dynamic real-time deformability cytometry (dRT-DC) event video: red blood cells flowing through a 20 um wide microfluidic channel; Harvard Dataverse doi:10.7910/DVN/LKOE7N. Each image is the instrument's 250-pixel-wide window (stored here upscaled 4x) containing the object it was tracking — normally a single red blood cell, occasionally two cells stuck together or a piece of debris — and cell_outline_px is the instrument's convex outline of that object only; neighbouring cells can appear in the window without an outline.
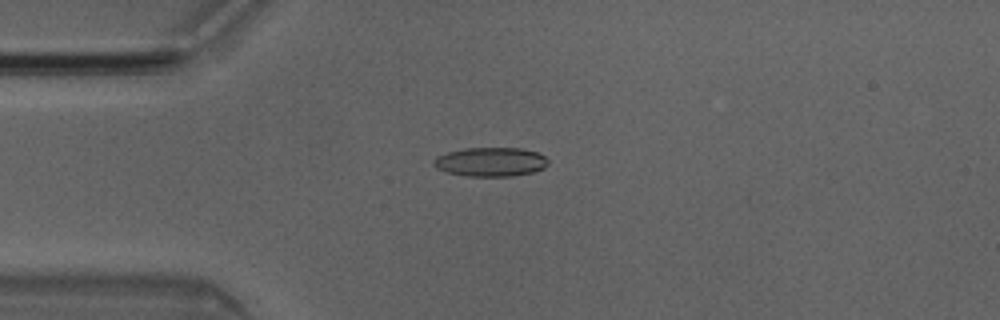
{"species": "Egyptian fruit bat (a non-hibernating species)", "species_latin": "Rousettus aegyptiacus", "temperature_condition": "room temperature", "stored_images_in_passage": 6, "camera_frame_rate_fps": 3000, "um_per_image_px": 0.085, "animal": {"sex": "male"}, "frame": {"image": 1, "passage_image": 3, "time_ms": 0.667, "image_size_px": [1000, 320], "cell_outline_px": [[548, 164], [544, 168], [532, 172], [512, 176], [468, 176], [448, 172], [436, 168], [432, 164], [432, 160], [436, 156], [448, 152], [464, 148], [520, 148], [536, 152], [544, 156], [548, 160]], "centroid_in_image_um": [41.68, 13.76], "position_along_channel_um": 43.3, "area_um2": 19.36}}